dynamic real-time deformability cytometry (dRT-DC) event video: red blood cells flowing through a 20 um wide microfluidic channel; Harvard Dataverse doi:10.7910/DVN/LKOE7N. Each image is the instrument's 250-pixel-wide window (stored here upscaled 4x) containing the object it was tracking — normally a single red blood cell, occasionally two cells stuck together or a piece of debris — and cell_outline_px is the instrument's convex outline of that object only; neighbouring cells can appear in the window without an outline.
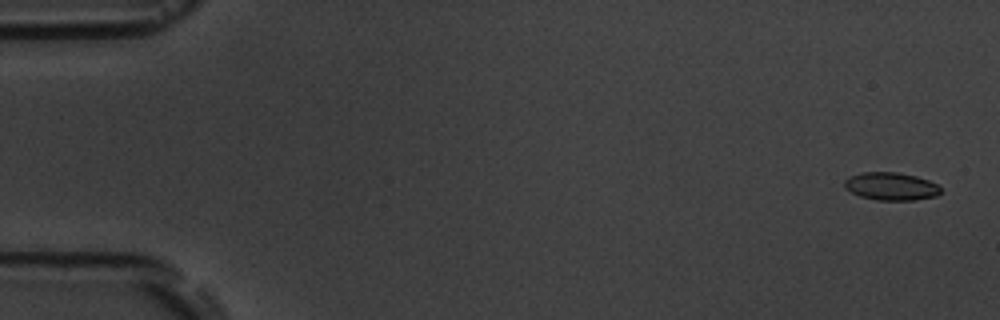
{"species": "common noctule bat (a hibernating species)", "species_latin": "Nyctalus noctula", "temperature_condition": "room temperature", "stored_images_in_passage": 15, "camera_frame_rate_fps": 3000, "um_per_image_px": 0.085, "animal": {"sex": "male", "body_mass_g": 19.5, "forearm_length_mm": 54.6}, "frame": {"image": 1, "passage_image": 1, "time_ms": 0.0, "image_size_px": [1000, 320], "cell_outline_px": [[940, 192], [936, 196], [912, 200], [876, 200], [860, 196], [844, 188], [844, 180], [848, 176], [860, 172], [896, 172], [916, 176], [928, 180], [936, 184], [940, 188]], "centroid_in_image_um": [75.69, 15.83], "position_along_channel_um": 9.3, "area_um2": 15.61}}
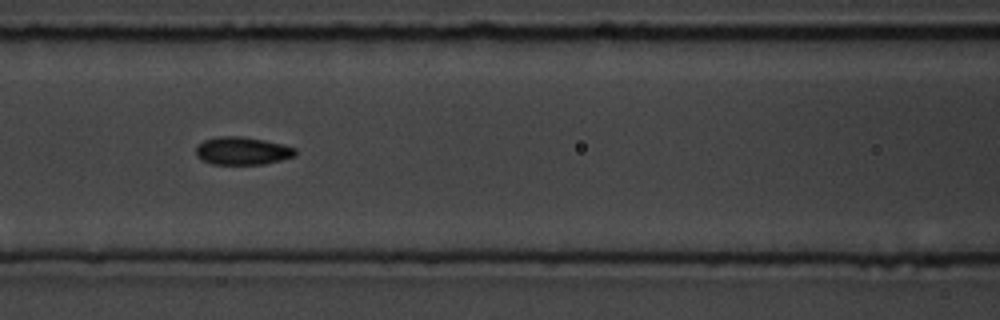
{"frame": {"image": 2, "passage_image": 7, "time_ms": 7.667, "image_size_px": [1000, 320], "cell_outline_px": [[296, 156], [264, 164], [212, 164], [200, 160], [196, 156], [196, 148], [204, 140], [216, 136], [240, 136], [264, 140], [296, 148]], "centroid_in_image_um": [20.57, 12.83], "position_along_channel_um": 146.0, "area_um2": 16.13}}
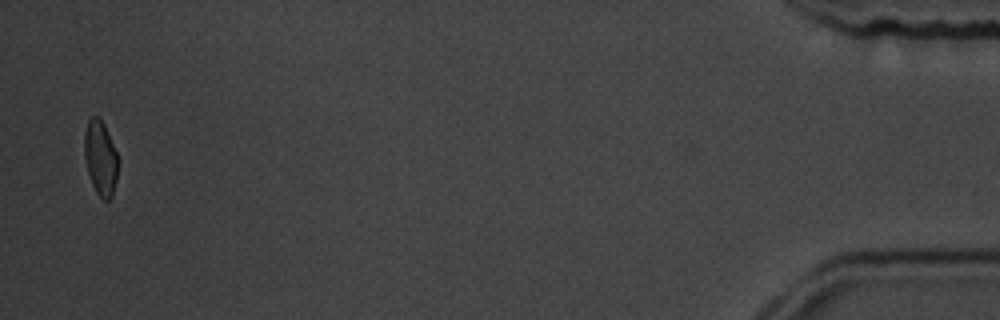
{"frame": {"image": 3, "passage_image": 15, "time_ms": 18.0, "image_size_px": [1000, 320], "cell_outline_px": [[120, 160], [116, 180], [112, 196], [108, 200], [104, 200], [96, 192], [92, 184], [88, 172], [84, 156], [84, 132], [88, 120], [92, 116], [96, 116], [104, 124]], "centroid_in_image_um": [8.55, 13.43], "position_along_channel_um": 426.6, "area_um2": 14.74}, "authors_computed_cell_mechanics": {"area_um2": 15.6638, "velocity_mm_per_s": 3.5985, "shape_relaxation_time_tau1_ms": 2.0057, "shape_relaxation_time_tau2_ms": null, "deformation_change_tau1": 0.0925, "deformation_change_tau2": null}}